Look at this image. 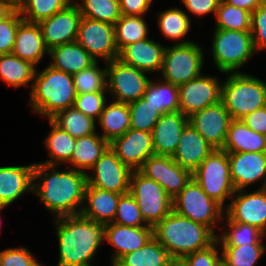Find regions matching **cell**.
I'll use <instances>...</instances> for the list:
<instances>
[{
	"label": "cell",
	"mask_w": 266,
	"mask_h": 266,
	"mask_svg": "<svg viewBox=\"0 0 266 266\" xmlns=\"http://www.w3.org/2000/svg\"><path fill=\"white\" fill-rule=\"evenodd\" d=\"M76 96L73 75L49 65L40 72L35 70L29 95L33 113L49 120L58 112L72 107Z\"/></svg>",
	"instance_id": "obj_4"
},
{
	"label": "cell",
	"mask_w": 266,
	"mask_h": 266,
	"mask_svg": "<svg viewBox=\"0 0 266 266\" xmlns=\"http://www.w3.org/2000/svg\"><path fill=\"white\" fill-rule=\"evenodd\" d=\"M212 58L216 68L223 74L238 73L256 53L251 31L214 29Z\"/></svg>",
	"instance_id": "obj_6"
},
{
	"label": "cell",
	"mask_w": 266,
	"mask_h": 266,
	"mask_svg": "<svg viewBox=\"0 0 266 266\" xmlns=\"http://www.w3.org/2000/svg\"><path fill=\"white\" fill-rule=\"evenodd\" d=\"M76 41L96 60L108 63L118 59L114 25L82 17Z\"/></svg>",
	"instance_id": "obj_13"
},
{
	"label": "cell",
	"mask_w": 266,
	"mask_h": 266,
	"mask_svg": "<svg viewBox=\"0 0 266 266\" xmlns=\"http://www.w3.org/2000/svg\"><path fill=\"white\" fill-rule=\"evenodd\" d=\"M82 17L115 25L121 17L118 0H78L74 1Z\"/></svg>",
	"instance_id": "obj_40"
},
{
	"label": "cell",
	"mask_w": 266,
	"mask_h": 266,
	"mask_svg": "<svg viewBox=\"0 0 266 266\" xmlns=\"http://www.w3.org/2000/svg\"><path fill=\"white\" fill-rule=\"evenodd\" d=\"M241 120L250 129L264 135L266 132V106L247 114Z\"/></svg>",
	"instance_id": "obj_54"
},
{
	"label": "cell",
	"mask_w": 266,
	"mask_h": 266,
	"mask_svg": "<svg viewBox=\"0 0 266 266\" xmlns=\"http://www.w3.org/2000/svg\"><path fill=\"white\" fill-rule=\"evenodd\" d=\"M231 121L230 113L222 101L210 105L188 118V122L214 149H223Z\"/></svg>",
	"instance_id": "obj_17"
},
{
	"label": "cell",
	"mask_w": 266,
	"mask_h": 266,
	"mask_svg": "<svg viewBox=\"0 0 266 266\" xmlns=\"http://www.w3.org/2000/svg\"><path fill=\"white\" fill-rule=\"evenodd\" d=\"M109 147V142L99 133L76 138V146L68 164L72 169L87 173ZM87 171H86V170Z\"/></svg>",
	"instance_id": "obj_30"
},
{
	"label": "cell",
	"mask_w": 266,
	"mask_h": 266,
	"mask_svg": "<svg viewBox=\"0 0 266 266\" xmlns=\"http://www.w3.org/2000/svg\"><path fill=\"white\" fill-rule=\"evenodd\" d=\"M177 262L153 237L137 251L122 256L113 266H174Z\"/></svg>",
	"instance_id": "obj_32"
},
{
	"label": "cell",
	"mask_w": 266,
	"mask_h": 266,
	"mask_svg": "<svg viewBox=\"0 0 266 266\" xmlns=\"http://www.w3.org/2000/svg\"><path fill=\"white\" fill-rule=\"evenodd\" d=\"M34 165L0 167V204L9 206L24 193H33Z\"/></svg>",
	"instance_id": "obj_25"
},
{
	"label": "cell",
	"mask_w": 266,
	"mask_h": 266,
	"mask_svg": "<svg viewBox=\"0 0 266 266\" xmlns=\"http://www.w3.org/2000/svg\"><path fill=\"white\" fill-rule=\"evenodd\" d=\"M128 107L130 110V128L134 130L152 132V129L162 115L143 97L129 103Z\"/></svg>",
	"instance_id": "obj_44"
},
{
	"label": "cell",
	"mask_w": 266,
	"mask_h": 266,
	"mask_svg": "<svg viewBox=\"0 0 266 266\" xmlns=\"http://www.w3.org/2000/svg\"><path fill=\"white\" fill-rule=\"evenodd\" d=\"M6 207H8V206L0 204V211H2ZM1 223H2V217L0 216V229H1V226H2Z\"/></svg>",
	"instance_id": "obj_59"
},
{
	"label": "cell",
	"mask_w": 266,
	"mask_h": 266,
	"mask_svg": "<svg viewBox=\"0 0 266 266\" xmlns=\"http://www.w3.org/2000/svg\"><path fill=\"white\" fill-rule=\"evenodd\" d=\"M120 161L132 171H138L144 161L154 155L152 133L129 129L109 143Z\"/></svg>",
	"instance_id": "obj_18"
},
{
	"label": "cell",
	"mask_w": 266,
	"mask_h": 266,
	"mask_svg": "<svg viewBox=\"0 0 266 266\" xmlns=\"http://www.w3.org/2000/svg\"><path fill=\"white\" fill-rule=\"evenodd\" d=\"M262 5H266V0H261Z\"/></svg>",
	"instance_id": "obj_60"
},
{
	"label": "cell",
	"mask_w": 266,
	"mask_h": 266,
	"mask_svg": "<svg viewBox=\"0 0 266 266\" xmlns=\"http://www.w3.org/2000/svg\"><path fill=\"white\" fill-rule=\"evenodd\" d=\"M221 86V101L232 119L266 106V83L249 73H225Z\"/></svg>",
	"instance_id": "obj_5"
},
{
	"label": "cell",
	"mask_w": 266,
	"mask_h": 266,
	"mask_svg": "<svg viewBox=\"0 0 266 266\" xmlns=\"http://www.w3.org/2000/svg\"><path fill=\"white\" fill-rule=\"evenodd\" d=\"M153 237L176 262L209 247L217 240V234L209 227L178 215L173 210L153 228Z\"/></svg>",
	"instance_id": "obj_3"
},
{
	"label": "cell",
	"mask_w": 266,
	"mask_h": 266,
	"mask_svg": "<svg viewBox=\"0 0 266 266\" xmlns=\"http://www.w3.org/2000/svg\"><path fill=\"white\" fill-rule=\"evenodd\" d=\"M244 191L247 190L235 191L224 215L233 222L255 226L266 235V188Z\"/></svg>",
	"instance_id": "obj_16"
},
{
	"label": "cell",
	"mask_w": 266,
	"mask_h": 266,
	"mask_svg": "<svg viewBox=\"0 0 266 266\" xmlns=\"http://www.w3.org/2000/svg\"><path fill=\"white\" fill-rule=\"evenodd\" d=\"M129 193L135 198L145 223L153 228L173 210V199L163 187L139 171H132Z\"/></svg>",
	"instance_id": "obj_10"
},
{
	"label": "cell",
	"mask_w": 266,
	"mask_h": 266,
	"mask_svg": "<svg viewBox=\"0 0 266 266\" xmlns=\"http://www.w3.org/2000/svg\"><path fill=\"white\" fill-rule=\"evenodd\" d=\"M153 238V227H130L115 223L105 225L104 241L114 246V265L122 256L137 251Z\"/></svg>",
	"instance_id": "obj_21"
},
{
	"label": "cell",
	"mask_w": 266,
	"mask_h": 266,
	"mask_svg": "<svg viewBox=\"0 0 266 266\" xmlns=\"http://www.w3.org/2000/svg\"><path fill=\"white\" fill-rule=\"evenodd\" d=\"M221 0H181L186 9L198 16L208 15L213 13L216 16V12Z\"/></svg>",
	"instance_id": "obj_52"
},
{
	"label": "cell",
	"mask_w": 266,
	"mask_h": 266,
	"mask_svg": "<svg viewBox=\"0 0 266 266\" xmlns=\"http://www.w3.org/2000/svg\"><path fill=\"white\" fill-rule=\"evenodd\" d=\"M103 130L101 136L109 143L130 129V110L127 103L113 101L104 105L97 120Z\"/></svg>",
	"instance_id": "obj_31"
},
{
	"label": "cell",
	"mask_w": 266,
	"mask_h": 266,
	"mask_svg": "<svg viewBox=\"0 0 266 266\" xmlns=\"http://www.w3.org/2000/svg\"><path fill=\"white\" fill-rule=\"evenodd\" d=\"M193 178L224 209L228 205L224 202L236 191L231 179L228 153L222 149H214L193 172Z\"/></svg>",
	"instance_id": "obj_8"
},
{
	"label": "cell",
	"mask_w": 266,
	"mask_h": 266,
	"mask_svg": "<svg viewBox=\"0 0 266 266\" xmlns=\"http://www.w3.org/2000/svg\"><path fill=\"white\" fill-rule=\"evenodd\" d=\"M14 8L5 0H0V21L6 17Z\"/></svg>",
	"instance_id": "obj_56"
},
{
	"label": "cell",
	"mask_w": 266,
	"mask_h": 266,
	"mask_svg": "<svg viewBox=\"0 0 266 266\" xmlns=\"http://www.w3.org/2000/svg\"><path fill=\"white\" fill-rule=\"evenodd\" d=\"M57 167L35 163L33 194L39 197L53 218L78 215L85 203L87 173L70 167L58 171Z\"/></svg>",
	"instance_id": "obj_1"
},
{
	"label": "cell",
	"mask_w": 266,
	"mask_h": 266,
	"mask_svg": "<svg viewBox=\"0 0 266 266\" xmlns=\"http://www.w3.org/2000/svg\"><path fill=\"white\" fill-rule=\"evenodd\" d=\"M122 194L105 191L86 185L81 215L87 219L106 225L113 223L118 202Z\"/></svg>",
	"instance_id": "obj_26"
},
{
	"label": "cell",
	"mask_w": 266,
	"mask_h": 266,
	"mask_svg": "<svg viewBox=\"0 0 266 266\" xmlns=\"http://www.w3.org/2000/svg\"><path fill=\"white\" fill-rule=\"evenodd\" d=\"M153 0H118L121 15L144 16Z\"/></svg>",
	"instance_id": "obj_53"
},
{
	"label": "cell",
	"mask_w": 266,
	"mask_h": 266,
	"mask_svg": "<svg viewBox=\"0 0 266 266\" xmlns=\"http://www.w3.org/2000/svg\"><path fill=\"white\" fill-rule=\"evenodd\" d=\"M165 47L154 39L146 38L125 46L119 52L118 60L146 73H160Z\"/></svg>",
	"instance_id": "obj_22"
},
{
	"label": "cell",
	"mask_w": 266,
	"mask_h": 266,
	"mask_svg": "<svg viewBox=\"0 0 266 266\" xmlns=\"http://www.w3.org/2000/svg\"><path fill=\"white\" fill-rule=\"evenodd\" d=\"M105 93L106 92H90L77 94L73 106L78 111H81L86 116L97 121L107 102Z\"/></svg>",
	"instance_id": "obj_48"
},
{
	"label": "cell",
	"mask_w": 266,
	"mask_h": 266,
	"mask_svg": "<svg viewBox=\"0 0 266 266\" xmlns=\"http://www.w3.org/2000/svg\"><path fill=\"white\" fill-rule=\"evenodd\" d=\"M89 171L87 185L122 195L129 193L132 170L120 161L110 147Z\"/></svg>",
	"instance_id": "obj_12"
},
{
	"label": "cell",
	"mask_w": 266,
	"mask_h": 266,
	"mask_svg": "<svg viewBox=\"0 0 266 266\" xmlns=\"http://www.w3.org/2000/svg\"><path fill=\"white\" fill-rule=\"evenodd\" d=\"M221 258L227 266H255L266 251L265 245L221 247Z\"/></svg>",
	"instance_id": "obj_45"
},
{
	"label": "cell",
	"mask_w": 266,
	"mask_h": 266,
	"mask_svg": "<svg viewBox=\"0 0 266 266\" xmlns=\"http://www.w3.org/2000/svg\"><path fill=\"white\" fill-rule=\"evenodd\" d=\"M231 179L235 190L245 188L259 180L266 188V152L228 153Z\"/></svg>",
	"instance_id": "obj_20"
},
{
	"label": "cell",
	"mask_w": 266,
	"mask_h": 266,
	"mask_svg": "<svg viewBox=\"0 0 266 266\" xmlns=\"http://www.w3.org/2000/svg\"><path fill=\"white\" fill-rule=\"evenodd\" d=\"M81 18L78 6L72 3L50 18L41 20L38 24L46 48L50 50L55 46L76 41Z\"/></svg>",
	"instance_id": "obj_19"
},
{
	"label": "cell",
	"mask_w": 266,
	"mask_h": 266,
	"mask_svg": "<svg viewBox=\"0 0 266 266\" xmlns=\"http://www.w3.org/2000/svg\"><path fill=\"white\" fill-rule=\"evenodd\" d=\"M188 123L180 111L162 114L151 132L155 155L172 157Z\"/></svg>",
	"instance_id": "obj_23"
},
{
	"label": "cell",
	"mask_w": 266,
	"mask_h": 266,
	"mask_svg": "<svg viewBox=\"0 0 266 266\" xmlns=\"http://www.w3.org/2000/svg\"><path fill=\"white\" fill-rule=\"evenodd\" d=\"M143 98L161 114L179 111L178 86L170 82L150 80Z\"/></svg>",
	"instance_id": "obj_36"
},
{
	"label": "cell",
	"mask_w": 266,
	"mask_h": 266,
	"mask_svg": "<svg viewBox=\"0 0 266 266\" xmlns=\"http://www.w3.org/2000/svg\"><path fill=\"white\" fill-rule=\"evenodd\" d=\"M214 148L188 123L172 158L182 168L194 172Z\"/></svg>",
	"instance_id": "obj_24"
},
{
	"label": "cell",
	"mask_w": 266,
	"mask_h": 266,
	"mask_svg": "<svg viewBox=\"0 0 266 266\" xmlns=\"http://www.w3.org/2000/svg\"><path fill=\"white\" fill-rule=\"evenodd\" d=\"M229 5L236 6L238 8L247 10L249 12H254L260 5H262L261 0H223Z\"/></svg>",
	"instance_id": "obj_55"
},
{
	"label": "cell",
	"mask_w": 266,
	"mask_h": 266,
	"mask_svg": "<svg viewBox=\"0 0 266 266\" xmlns=\"http://www.w3.org/2000/svg\"><path fill=\"white\" fill-rule=\"evenodd\" d=\"M49 124L52 129L46 139H44V142L51 158L40 163L59 167L60 164L70 162L75 150L76 138L57 126L51 119H49Z\"/></svg>",
	"instance_id": "obj_33"
},
{
	"label": "cell",
	"mask_w": 266,
	"mask_h": 266,
	"mask_svg": "<svg viewBox=\"0 0 266 266\" xmlns=\"http://www.w3.org/2000/svg\"><path fill=\"white\" fill-rule=\"evenodd\" d=\"M23 18L17 8H14L0 21V55L12 53L16 32Z\"/></svg>",
	"instance_id": "obj_47"
},
{
	"label": "cell",
	"mask_w": 266,
	"mask_h": 266,
	"mask_svg": "<svg viewBox=\"0 0 266 266\" xmlns=\"http://www.w3.org/2000/svg\"><path fill=\"white\" fill-rule=\"evenodd\" d=\"M156 15H158L157 24L159 29L167 39L180 40L189 33L191 27L190 17L180 8H170Z\"/></svg>",
	"instance_id": "obj_41"
},
{
	"label": "cell",
	"mask_w": 266,
	"mask_h": 266,
	"mask_svg": "<svg viewBox=\"0 0 266 266\" xmlns=\"http://www.w3.org/2000/svg\"><path fill=\"white\" fill-rule=\"evenodd\" d=\"M146 74L118 59L106 63L107 91L113 101L129 104L143 97L150 81Z\"/></svg>",
	"instance_id": "obj_11"
},
{
	"label": "cell",
	"mask_w": 266,
	"mask_h": 266,
	"mask_svg": "<svg viewBox=\"0 0 266 266\" xmlns=\"http://www.w3.org/2000/svg\"><path fill=\"white\" fill-rule=\"evenodd\" d=\"M224 208L211 199L194 178L173 198V211L178 215L209 227L215 234L217 223L222 224Z\"/></svg>",
	"instance_id": "obj_9"
},
{
	"label": "cell",
	"mask_w": 266,
	"mask_h": 266,
	"mask_svg": "<svg viewBox=\"0 0 266 266\" xmlns=\"http://www.w3.org/2000/svg\"><path fill=\"white\" fill-rule=\"evenodd\" d=\"M35 70L30 62L12 53L0 55V79L13 88L32 87Z\"/></svg>",
	"instance_id": "obj_34"
},
{
	"label": "cell",
	"mask_w": 266,
	"mask_h": 266,
	"mask_svg": "<svg viewBox=\"0 0 266 266\" xmlns=\"http://www.w3.org/2000/svg\"><path fill=\"white\" fill-rule=\"evenodd\" d=\"M219 242L216 240L209 247L195 251L180 259L177 264L179 266H215L221 259V250Z\"/></svg>",
	"instance_id": "obj_49"
},
{
	"label": "cell",
	"mask_w": 266,
	"mask_h": 266,
	"mask_svg": "<svg viewBox=\"0 0 266 266\" xmlns=\"http://www.w3.org/2000/svg\"><path fill=\"white\" fill-rule=\"evenodd\" d=\"M215 266H227V264L222 260V258L216 263Z\"/></svg>",
	"instance_id": "obj_58"
},
{
	"label": "cell",
	"mask_w": 266,
	"mask_h": 266,
	"mask_svg": "<svg viewBox=\"0 0 266 266\" xmlns=\"http://www.w3.org/2000/svg\"><path fill=\"white\" fill-rule=\"evenodd\" d=\"M7 1L13 8H18V6L24 1V0H5Z\"/></svg>",
	"instance_id": "obj_57"
},
{
	"label": "cell",
	"mask_w": 266,
	"mask_h": 266,
	"mask_svg": "<svg viewBox=\"0 0 266 266\" xmlns=\"http://www.w3.org/2000/svg\"><path fill=\"white\" fill-rule=\"evenodd\" d=\"M251 33L253 46L256 51L266 49V5H260L252 12Z\"/></svg>",
	"instance_id": "obj_51"
},
{
	"label": "cell",
	"mask_w": 266,
	"mask_h": 266,
	"mask_svg": "<svg viewBox=\"0 0 266 266\" xmlns=\"http://www.w3.org/2000/svg\"><path fill=\"white\" fill-rule=\"evenodd\" d=\"M223 219H225L224 222L226 221L225 228L228 229L222 231L221 235L217 234L220 247L264 245L263 240L266 236L257 227L241 222H233L225 215Z\"/></svg>",
	"instance_id": "obj_35"
},
{
	"label": "cell",
	"mask_w": 266,
	"mask_h": 266,
	"mask_svg": "<svg viewBox=\"0 0 266 266\" xmlns=\"http://www.w3.org/2000/svg\"><path fill=\"white\" fill-rule=\"evenodd\" d=\"M215 29L251 31L252 13L220 1L216 12Z\"/></svg>",
	"instance_id": "obj_42"
},
{
	"label": "cell",
	"mask_w": 266,
	"mask_h": 266,
	"mask_svg": "<svg viewBox=\"0 0 266 266\" xmlns=\"http://www.w3.org/2000/svg\"><path fill=\"white\" fill-rule=\"evenodd\" d=\"M74 0H24L18 10L23 20L30 23H39L50 18L55 13L67 8Z\"/></svg>",
	"instance_id": "obj_39"
},
{
	"label": "cell",
	"mask_w": 266,
	"mask_h": 266,
	"mask_svg": "<svg viewBox=\"0 0 266 266\" xmlns=\"http://www.w3.org/2000/svg\"><path fill=\"white\" fill-rule=\"evenodd\" d=\"M113 223L130 227H151L145 223L139 206L130 193L120 197Z\"/></svg>",
	"instance_id": "obj_46"
},
{
	"label": "cell",
	"mask_w": 266,
	"mask_h": 266,
	"mask_svg": "<svg viewBox=\"0 0 266 266\" xmlns=\"http://www.w3.org/2000/svg\"><path fill=\"white\" fill-rule=\"evenodd\" d=\"M58 239L57 266H91L104 241L105 225L81 214L54 218Z\"/></svg>",
	"instance_id": "obj_2"
},
{
	"label": "cell",
	"mask_w": 266,
	"mask_h": 266,
	"mask_svg": "<svg viewBox=\"0 0 266 266\" xmlns=\"http://www.w3.org/2000/svg\"><path fill=\"white\" fill-rule=\"evenodd\" d=\"M148 24L143 16H124L114 25L115 45L120 52L125 46L148 38Z\"/></svg>",
	"instance_id": "obj_37"
},
{
	"label": "cell",
	"mask_w": 266,
	"mask_h": 266,
	"mask_svg": "<svg viewBox=\"0 0 266 266\" xmlns=\"http://www.w3.org/2000/svg\"><path fill=\"white\" fill-rule=\"evenodd\" d=\"M48 52L39 24L23 20L17 28L12 54L36 67Z\"/></svg>",
	"instance_id": "obj_27"
},
{
	"label": "cell",
	"mask_w": 266,
	"mask_h": 266,
	"mask_svg": "<svg viewBox=\"0 0 266 266\" xmlns=\"http://www.w3.org/2000/svg\"><path fill=\"white\" fill-rule=\"evenodd\" d=\"M138 171L162 186L172 199L193 178V173L178 165L172 157L155 154L147 158Z\"/></svg>",
	"instance_id": "obj_15"
},
{
	"label": "cell",
	"mask_w": 266,
	"mask_h": 266,
	"mask_svg": "<svg viewBox=\"0 0 266 266\" xmlns=\"http://www.w3.org/2000/svg\"><path fill=\"white\" fill-rule=\"evenodd\" d=\"M52 68L74 75L93 65L96 60L77 42L55 46L48 52Z\"/></svg>",
	"instance_id": "obj_28"
},
{
	"label": "cell",
	"mask_w": 266,
	"mask_h": 266,
	"mask_svg": "<svg viewBox=\"0 0 266 266\" xmlns=\"http://www.w3.org/2000/svg\"><path fill=\"white\" fill-rule=\"evenodd\" d=\"M76 94L90 92H107L106 63L105 68L99 67L96 61L90 67L73 75Z\"/></svg>",
	"instance_id": "obj_43"
},
{
	"label": "cell",
	"mask_w": 266,
	"mask_h": 266,
	"mask_svg": "<svg viewBox=\"0 0 266 266\" xmlns=\"http://www.w3.org/2000/svg\"><path fill=\"white\" fill-rule=\"evenodd\" d=\"M25 247L7 248L0 251V266H44Z\"/></svg>",
	"instance_id": "obj_50"
},
{
	"label": "cell",
	"mask_w": 266,
	"mask_h": 266,
	"mask_svg": "<svg viewBox=\"0 0 266 266\" xmlns=\"http://www.w3.org/2000/svg\"><path fill=\"white\" fill-rule=\"evenodd\" d=\"M218 77L200 76L178 86L179 111L186 117L221 101Z\"/></svg>",
	"instance_id": "obj_14"
},
{
	"label": "cell",
	"mask_w": 266,
	"mask_h": 266,
	"mask_svg": "<svg viewBox=\"0 0 266 266\" xmlns=\"http://www.w3.org/2000/svg\"><path fill=\"white\" fill-rule=\"evenodd\" d=\"M204 61L203 47L189 39L181 40L165 47L160 73L164 81L179 86L200 76Z\"/></svg>",
	"instance_id": "obj_7"
},
{
	"label": "cell",
	"mask_w": 266,
	"mask_h": 266,
	"mask_svg": "<svg viewBox=\"0 0 266 266\" xmlns=\"http://www.w3.org/2000/svg\"><path fill=\"white\" fill-rule=\"evenodd\" d=\"M51 120L72 137H85L96 133V121L74 106L58 112Z\"/></svg>",
	"instance_id": "obj_38"
},
{
	"label": "cell",
	"mask_w": 266,
	"mask_h": 266,
	"mask_svg": "<svg viewBox=\"0 0 266 266\" xmlns=\"http://www.w3.org/2000/svg\"><path fill=\"white\" fill-rule=\"evenodd\" d=\"M222 150L227 153L266 152V138L250 129L241 119H232Z\"/></svg>",
	"instance_id": "obj_29"
}]
</instances>
